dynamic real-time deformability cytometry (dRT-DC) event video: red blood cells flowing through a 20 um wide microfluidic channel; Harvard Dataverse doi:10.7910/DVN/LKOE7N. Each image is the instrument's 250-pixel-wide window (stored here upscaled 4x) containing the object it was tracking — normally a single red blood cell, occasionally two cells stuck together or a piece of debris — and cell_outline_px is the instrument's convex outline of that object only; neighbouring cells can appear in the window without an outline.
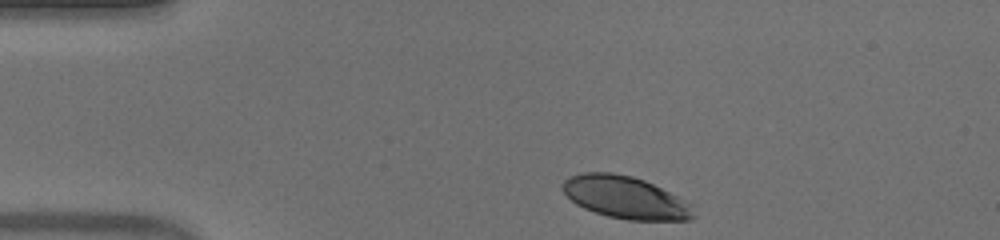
{"species": "human", "species_latin": "Homo sapiens", "temperature_condition": "warm", "stored_images_in_passage": 37, "camera_frame_rate_fps": 3000, "um_per_image_px": 0.085, "donor": {"sex": "male"}, "frame": {"image": 1, "passage_image": 1, "time_ms": 0.0, "image_size_px": [1000, 240], "cell_outline_px": [[696, 216], [692, 220], [628, 220], [608, 216], [584, 208], [576, 204], [564, 192], [560, 184], [564, 180], [572, 176], [584, 172], [612, 172], [632, 176], [644, 180], [692, 204]], "centroid_in_image_um": [53.17, 16.79], "position_along_channel_um": 31.8, "area_um2": 32.14}}
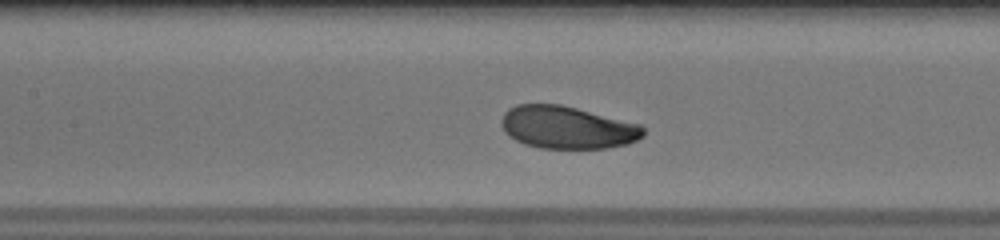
{"frame": {"image": 2, "passage_image": 15, "time_ms": 4.667, "image_size_px": [1000, 240], "cell_outline_px": [[644, 136], [628, 144], [608, 148], [540, 148], [524, 144], [508, 136], [504, 132], [500, 124], [500, 120], [504, 112], [508, 108], [516, 104], [560, 104], [640, 124], [644, 128]], "centroid_in_image_um": [48.18, 10.83], "position_along_channel_um": 159.2, "area_um2": 35.37}}
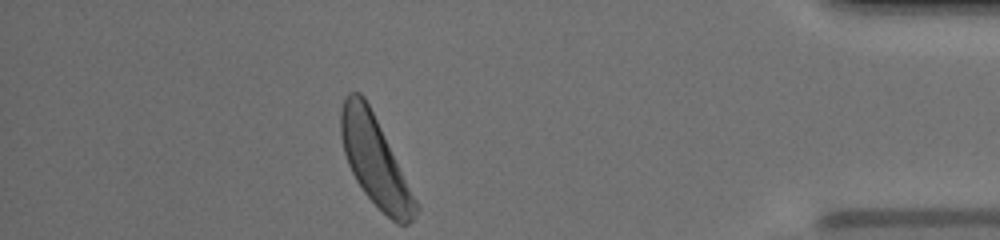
{"frame": {"image": 3, "passage_image": 37, "time_ms": 12.0, "image_size_px": [1000, 240], "cell_outline_px": [[420, 208], [412, 220], [408, 224], [396, 224], [364, 192], [356, 180], [348, 164], [344, 152], [340, 136], [340, 112], [344, 96], [348, 92], [360, 92], [364, 96]], "centroid_in_image_um": [31.83, 13.66], "position_along_channel_um": 403.4, "area_um2": 37.8}, "authors_computed_cell_mechanics": {"area_um2": 35.7204, "velocity_mm_per_s": 3.9182, "shape_relaxation_time_tau1_ms": 1.9545, "shape_relaxation_time_tau2_ms": null, "deformation_change_tau1": 0.1165, "deformation_change_tau2": null}}